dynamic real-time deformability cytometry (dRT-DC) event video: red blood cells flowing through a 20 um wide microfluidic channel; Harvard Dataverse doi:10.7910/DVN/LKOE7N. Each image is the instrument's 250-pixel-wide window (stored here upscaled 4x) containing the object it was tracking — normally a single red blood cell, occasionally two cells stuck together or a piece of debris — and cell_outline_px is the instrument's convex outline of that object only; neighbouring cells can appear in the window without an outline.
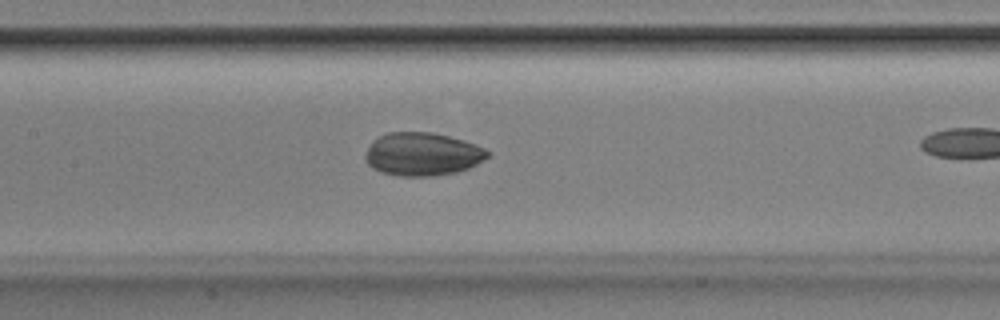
{"species": "Egyptian fruit bat (a non-hibernating species)", "species_latin": "Rousettus aegyptiacus", "temperature_condition": "room temperature", "stored_images_in_passage": 35, "camera_frame_rate_fps": 3000, "um_per_image_px": 0.085, "animal": {"sex": "male"}, "frame": {"image": 1, "passage_image": 25, "time_ms": 8.0, "image_size_px": [1000, 320], "cell_outline_px": [[492, 156], [468, 168], [456, 172], [432, 176], [400, 176], [380, 172], [372, 168], [364, 160], [364, 156], [372, 140], [388, 132], [432, 132], [464, 140], [484, 148], [492, 152]], "centroid_in_image_um": [35.91, 13.1], "position_along_channel_um": 171.5, "area_um2": 30.98}}
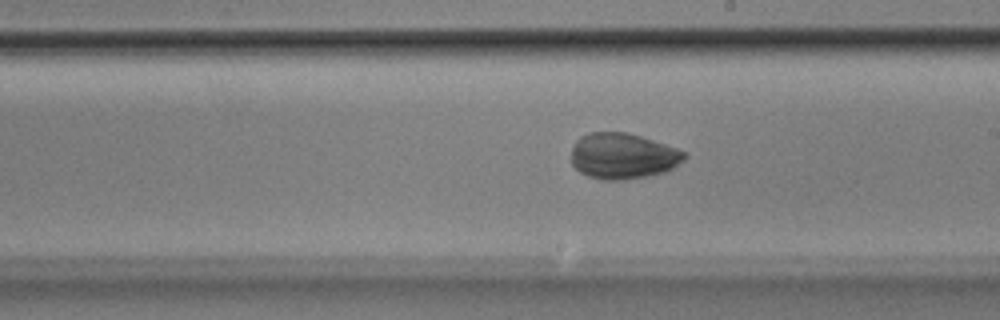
{"frame": {"image": 2, "passage_image": 30, "time_ms": 9.667, "image_size_px": [1000, 320], "cell_outline_px": [[688, 156], [684, 160], [668, 172], [648, 176], [624, 180], [600, 180], [588, 176], [580, 172], [572, 164], [572, 148], [576, 140], [580, 136], [588, 132], [624, 132], [640, 136], [676, 148], [684, 152]], "centroid_in_image_um": [52.94, 13.27], "position_along_channel_um": 236.1, "area_um2": 30.4}}